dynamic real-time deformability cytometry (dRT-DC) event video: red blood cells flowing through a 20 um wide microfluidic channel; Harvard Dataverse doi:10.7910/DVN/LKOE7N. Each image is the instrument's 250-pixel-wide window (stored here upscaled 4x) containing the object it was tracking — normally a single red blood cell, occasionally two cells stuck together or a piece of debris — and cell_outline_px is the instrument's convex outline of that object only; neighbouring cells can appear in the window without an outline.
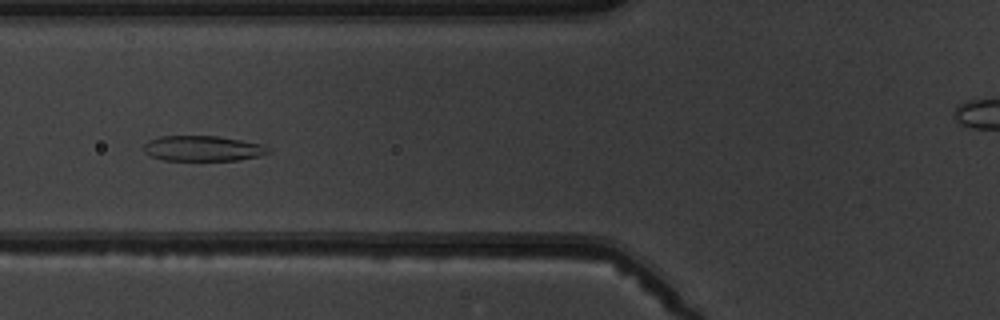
{"species": "common noctule bat (a hibernating species)", "species_latin": "Nyctalus noctula", "temperature_condition": "warm", "stored_images_in_passage": 8, "camera_frame_rate_fps": 3000, "um_per_image_px": 0.085, "animal": {"sex": "male", "body_mass_g": 19.5, "forearm_length_mm": 54.6}, "frame": {"image": 1, "passage_image": 6, "time_ms": 5.667, "image_size_px": [1000, 320], "cell_outline_px": [[272, 152], [260, 156], [236, 160], [164, 160], [152, 156], [144, 152], [144, 144], [148, 140], [160, 136], [216, 136], [264, 144], [272, 148]], "centroid_in_image_um": [17.29, 12.61], "position_along_channel_um": 108.5, "area_um2": 18.5}}
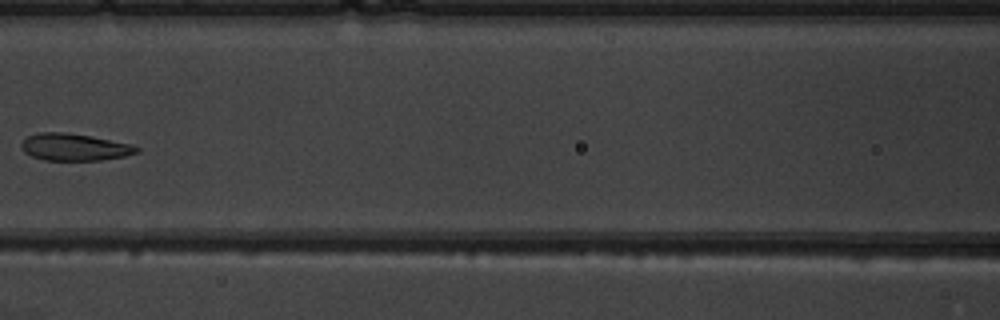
{"frame": {"image": 2, "passage_image": 7, "time_ms": 7.0, "image_size_px": [1000, 320], "cell_outline_px": [[140, 152], [124, 156], [100, 160], [44, 160], [32, 156], [24, 152], [20, 148], [20, 144], [28, 136], [36, 132], [64, 132], [92, 136], [132, 144], [140, 148]], "centroid_in_image_um": [6.32, 12.5], "position_along_channel_um": 160.3, "area_um2": 18.32}}
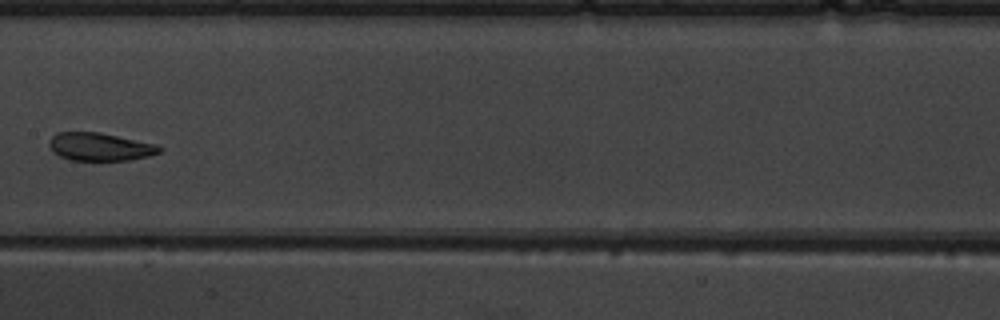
{"frame": {"image": 3, "passage_image": 8, "time_ms": 8.0, "image_size_px": [1000, 320], "cell_outline_px": [[164, 148], [160, 152], [152, 156], [128, 160], [68, 160], [52, 152], [48, 144], [48, 140], [56, 132], [100, 132], [156, 144]], "centroid_in_image_um": [8.49, 12.47], "position_along_channel_um": 198.9, "area_um2": 18.21}}